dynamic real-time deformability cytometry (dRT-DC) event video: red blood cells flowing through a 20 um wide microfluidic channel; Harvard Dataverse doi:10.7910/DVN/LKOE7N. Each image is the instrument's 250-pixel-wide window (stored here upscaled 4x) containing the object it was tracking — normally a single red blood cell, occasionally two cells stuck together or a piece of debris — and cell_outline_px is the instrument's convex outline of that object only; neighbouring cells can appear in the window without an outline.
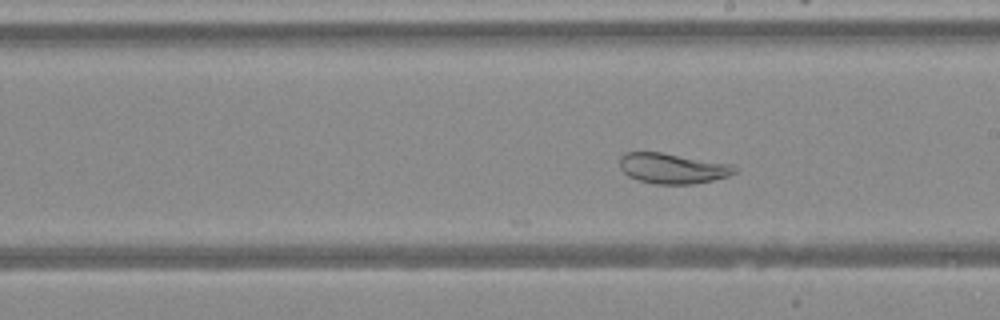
{"species": "Egyptian fruit bat (a non-hibernating species)", "species_latin": "Rousettus aegyptiacus", "temperature_condition": "warm", "stored_images_in_passage": 19, "camera_frame_rate_fps": 3000, "um_per_image_px": 0.085, "animal": {"sex": "female"}, "frame": {"image": 1, "passage_image": 19, "time_ms": 6.0, "image_size_px": [1000, 320], "cell_outline_px": [[736, 172], [728, 176], [712, 180], [692, 184], [656, 184], [636, 180], [628, 176], [620, 168], [620, 156], [624, 152], [660, 152], [732, 164], [736, 168]], "centroid_in_image_um": [57.14, 14.31], "position_along_channel_um": 231.9, "area_um2": 20.35}}